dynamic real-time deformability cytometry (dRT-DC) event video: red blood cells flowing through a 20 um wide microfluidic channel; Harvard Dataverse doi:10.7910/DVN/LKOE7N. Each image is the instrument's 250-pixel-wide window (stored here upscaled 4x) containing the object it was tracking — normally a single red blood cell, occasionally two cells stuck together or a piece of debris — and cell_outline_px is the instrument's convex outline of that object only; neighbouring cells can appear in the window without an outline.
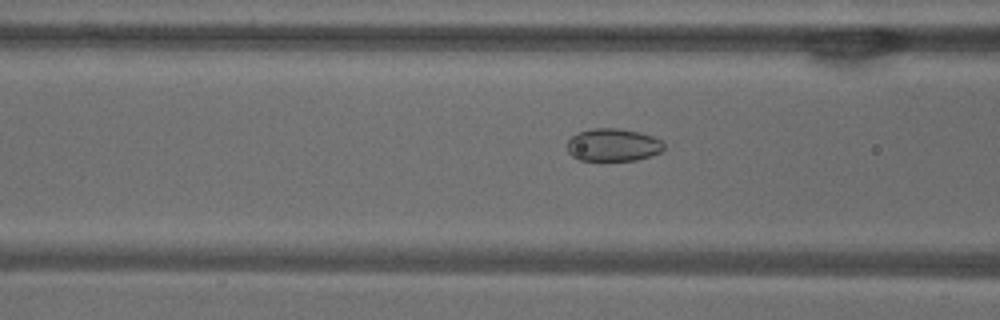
{"species": "common noctule bat (a hibernating species)", "species_latin": "Nyctalus noctula", "temperature_condition": "warm", "stored_images_in_passage": 47, "camera_frame_rate_fps": 3000, "um_per_image_px": 0.085, "animal": {"sex": "male", "body_mass_g": 18.8}, "frame": {"image": 1, "passage_image": 15, "time_ms": 4.667, "image_size_px": [1000, 320], "cell_outline_px": [[664, 148], [660, 152], [636, 160], [580, 160], [572, 156], [568, 152], [568, 140], [572, 136], [580, 132], [592, 128], [620, 128], [640, 132], [652, 136], [660, 140], [664, 144]], "centroid_in_image_um": [52.1, 12.31], "position_along_channel_um": 114.5, "area_um2": 18.32}}
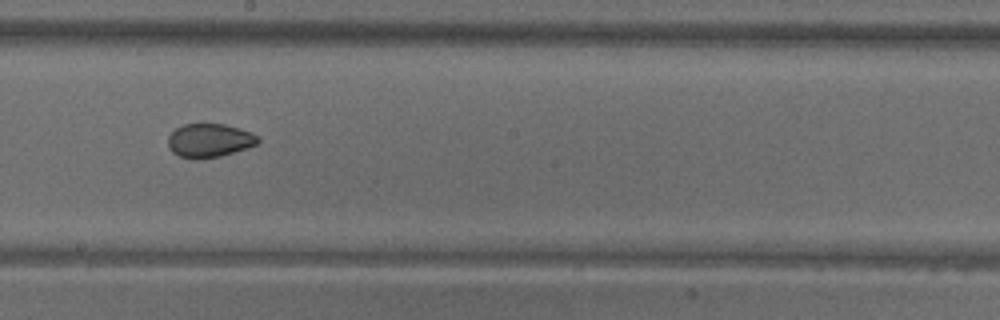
{"frame": {"image": 2, "passage_image": 24, "time_ms": 7.667, "image_size_px": [1000, 320], "cell_outline_px": [[260, 140], [256, 144], [248, 148], [220, 156], [196, 160], [180, 156], [172, 152], [168, 144], [168, 136], [176, 128], [184, 124], [224, 124], [252, 132], [260, 136]], "centroid_in_image_um": [17.82, 11.94], "position_along_channel_um": 230.4, "area_um2": 17.74}}
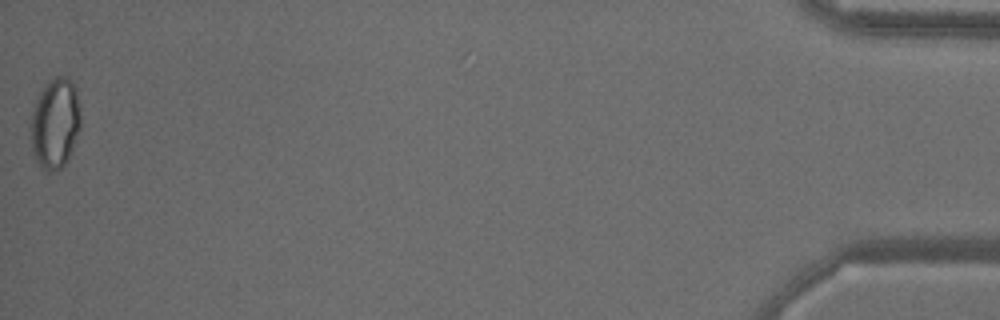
{"frame": {"image": 3, "passage_image": 47, "time_ms": 15.333, "image_size_px": [1000, 320], "cell_outline_px": [[80, 128], [72, 152], [68, 160], [60, 168], [52, 172], [44, 172], [40, 168], [36, 160], [32, 148], [32, 112], [36, 100], [40, 92], [56, 76], [68, 76], [72, 80], [80, 104]], "centroid_in_image_um": [4.72, 10.52], "position_along_channel_um": 430.5, "area_um2": 26.24}, "authors_computed_cell_mechanics": {"area_um2": 20.1144, "velocity_mm_per_s": 3.8609, "shape_relaxation_time_tau1_ms": null, "shape_relaxation_time_tau2_ms": 1.2522, "deformation_change_tau1": null, "deformation_change_tau2": 0.0424}}